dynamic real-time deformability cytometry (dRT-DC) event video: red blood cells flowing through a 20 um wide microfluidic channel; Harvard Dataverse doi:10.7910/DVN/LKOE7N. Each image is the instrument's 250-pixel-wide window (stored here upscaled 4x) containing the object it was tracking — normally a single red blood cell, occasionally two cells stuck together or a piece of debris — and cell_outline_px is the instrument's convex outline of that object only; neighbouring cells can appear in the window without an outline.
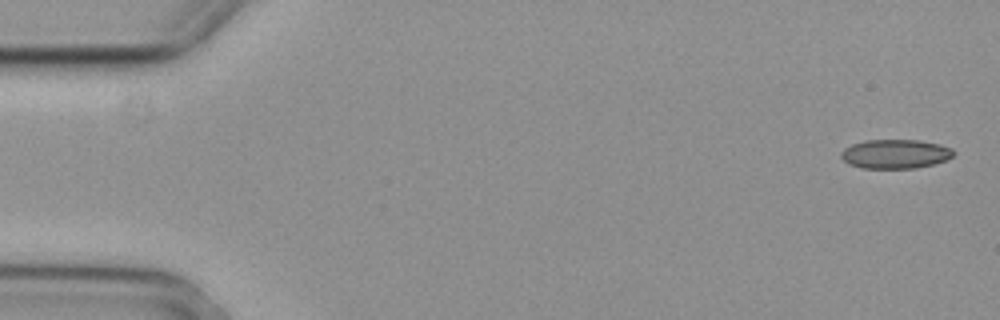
{"species": "common noctule bat (a hibernating species)", "species_latin": "Nyctalus noctula", "temperature_condition": "cold", "stored_images_in_passage": 5, "camera_frame_rate_fps": 3000, "um_per_image_px": 0.085, "animal": {"sex": "female", "body_mass_g": 29.2, "forearm_length_mm": 56.3}, "frame": {"image": 1, "passage_image": 1, "time_ms": 0.0, "image_size_px": [1000, 320], "cell_outline_px": [[956, 152], [952, 156], [944, 160], [932, 164], [916, 168], [864, 168], [848, 164], [840, 156], [840, 152], [844, 148], [852, 144], [864, 140], [916, 140], [940, 144], [952, 148]], "centroid_in_image_um": [76.08, 13.08], "position_along_channel_um": 8.9, "area_um2": 19.07}}
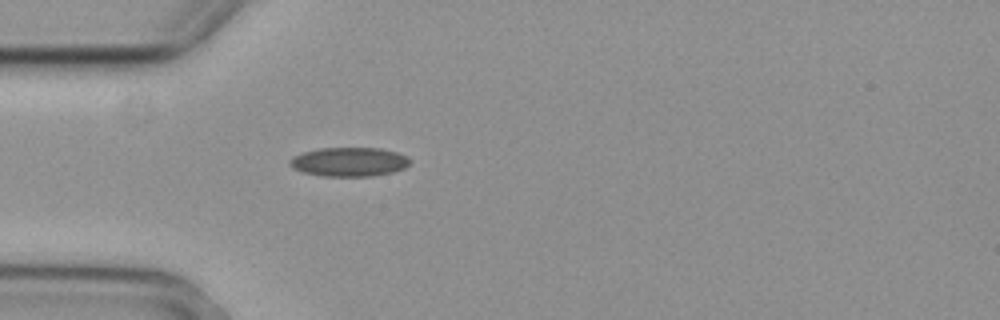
{"frame": {"image": 2, "passage_image": 5, "time_ms": 1.333, "image_size_px": [1000, 320], "cell_outline_px": [[412, 160], [404, 168], [392, 172], [372, 176], [320, 176], [304, 172], [292, 168], [288, 164], [288, 160], [292, 156], [304, 152], [320, 148], [380, 148], [396, 152], [408, 156]], "centroid_in_image_um": [29.66, 13.76], "position_along_channel_um": 55.3, "area_um2": 20.46}}